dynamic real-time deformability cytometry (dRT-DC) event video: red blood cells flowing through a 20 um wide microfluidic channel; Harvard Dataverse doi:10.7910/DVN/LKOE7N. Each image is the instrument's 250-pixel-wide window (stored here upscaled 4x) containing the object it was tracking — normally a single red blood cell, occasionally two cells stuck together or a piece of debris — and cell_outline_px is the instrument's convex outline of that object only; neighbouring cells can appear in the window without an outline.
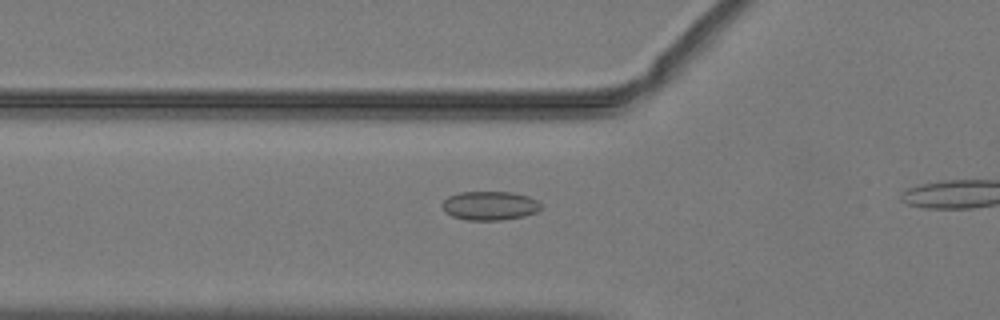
{"species": "common noctule bat (a hibernating species)", "species_latin": "Nyctalus noctula", "temperature_condition": "warm", "stored_images_in_passage": 13, "camera_frame_rate_fps": 3000, "um_per_image_px": 0.085, "animal": {"sex": "male", "body_mass_g": 19.2, "forearm_length_mm": 51.8}, "frame": {"image": 1, "passage_image": 11, "time_ms": 3.333, "image_size_px": [1000, 320], "cell_outline_px": [[540, 208], [536, 212], [524, 216], [500, 220], [468, 220], [452, 216], [444, 212], [440, 204], [448, 196], [460, 192], [512, 192], [528, 196], [536, 200], [540, 204]], "centroid_in_image_um": [41.58, 17.48], "position_along_channel_um": 84.2, "area_um2": 16.65}}